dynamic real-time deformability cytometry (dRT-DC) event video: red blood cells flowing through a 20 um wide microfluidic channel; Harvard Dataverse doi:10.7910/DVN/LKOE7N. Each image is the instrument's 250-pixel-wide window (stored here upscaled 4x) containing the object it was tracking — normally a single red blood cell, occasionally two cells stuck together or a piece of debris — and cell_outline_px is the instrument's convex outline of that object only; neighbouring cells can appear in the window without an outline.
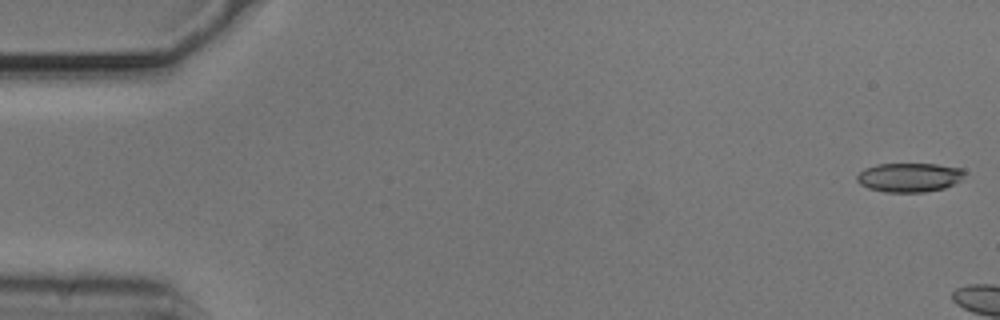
{"species": "common noctule bat (a hibernating species)", "species_latin": "Nyctalus noctula", "temperature_condition": "cold", "stored_images_in_passage": 3, "camera_frame_rate_fps": 3000, "um_per_image_px": 0.085, "animal": {"sex": "male", "body_mass_g": 20.5, "forearm_length_mm": 52.5}, "frame": {"image": 1, "passage_image": 1, "time_ms": 0.0, "image_size_px": [1000, 320], "cell_outline_px": [[964, 172], [960, 180], [944, 188], [924, 192], [884, 192], [868, 188], [860, 184], [856, 180], [856, 176], [864, 168], [876, 164], [936, 164], [964, 168]], "centroid_in_image_um": [77.26, 15.07], "position_along_channel_um": 7.7, "area_um2": 18.26}}